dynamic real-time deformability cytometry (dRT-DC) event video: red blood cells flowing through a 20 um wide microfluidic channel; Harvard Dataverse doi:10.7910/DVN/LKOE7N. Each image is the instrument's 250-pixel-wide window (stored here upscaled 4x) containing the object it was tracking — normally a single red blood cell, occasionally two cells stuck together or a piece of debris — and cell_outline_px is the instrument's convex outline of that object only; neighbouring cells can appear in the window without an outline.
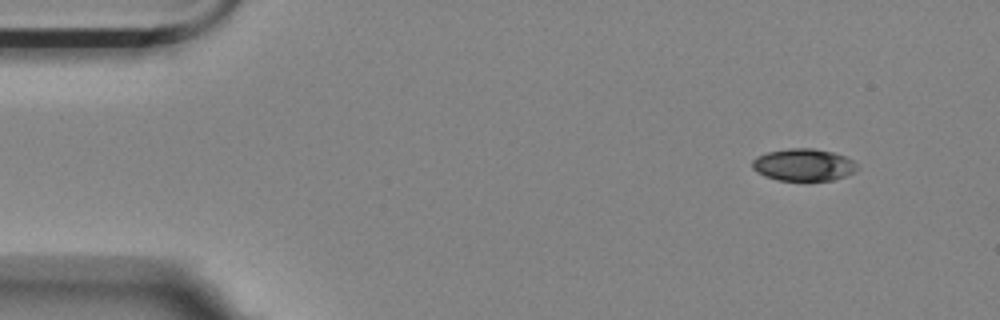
{"species": "Egyptian fruit bat (a non-hibernating species)", "species_latin": "Rousettus aegyptiacus", "temperature_condition": "room temperature", "stored_images_in_passage": 47, "camera_frame_rate_fps": 3000, "um_per_image_px": 0.085, "animal": {"sex": "female"}, "frame": {"image": 1, "passage_image": 1, "time_ms": 0.0, "image_size_px": [1000, 320], "cell_outline_px": [[860, 168], [856, 172], [832, 180], [776, 180], [764, 176], [756, 172], [752, 168], [752, 160], [756, 156], [768, 152], [788, 148], [812, 148], [832, 152], [844, 156], [852, 160]], "centroid_in_image_um": [68.28, 14.01], "position_along_channel_um": 16.7, "area_um2": 19.77}}
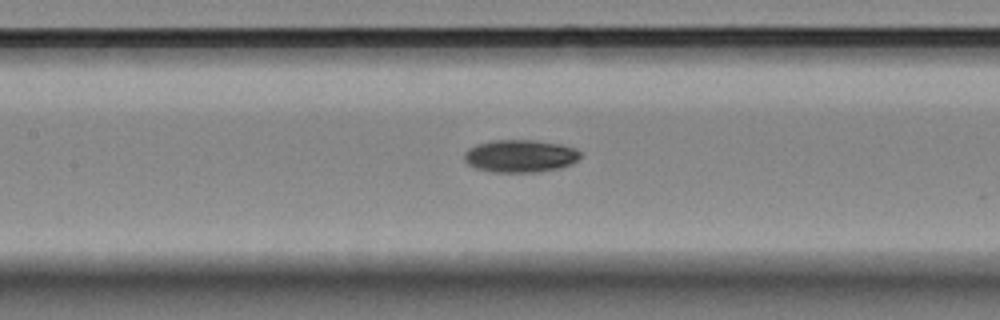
{"frame": {"image": 2, "passage_image": 21, "time_ms": 6.667, "image_size_px": [1000, 320], "cell_outline_px": [[580, 156], [572, 164], [560, 168], [536, 172], [492, 172], [476, 168], [468, 164], [464, 160], [464, 152], [468, 148], [476, 144], [492, 140], [536, 140], [560, 144], [576, 148], [580, 152]], "centroid_in_image_um": [44.2, 13.25], "position_along_channel_um": 163.2, "area_um2": 22.2}}
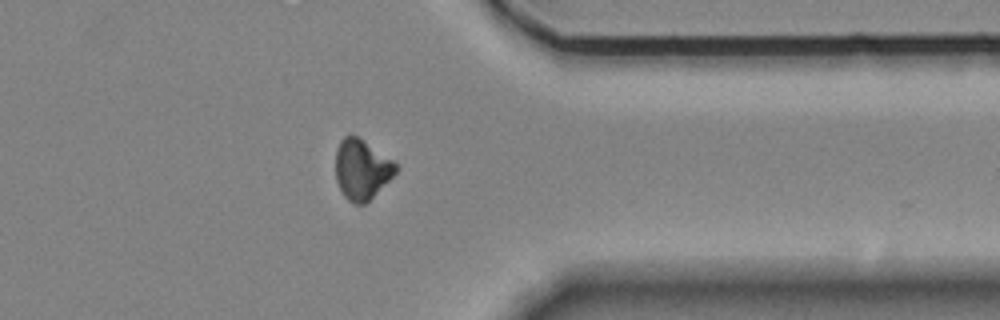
{"frame": {"image": 3, "passage_image": 40, "time_ms": 13.0, "image_size_px": [1000, 320], "cell_outline_px": [[400, 168], [364, 204], [356, 204], [348, 200], [344, 196], [336, 180], [336, 148], [340, 140], [344, 136], [352, 132], [392, 160]], "centroid_in_image_um": [30.71, 14.35], "position_along_channel_um": 380.7, "area_um2": 20.87}}